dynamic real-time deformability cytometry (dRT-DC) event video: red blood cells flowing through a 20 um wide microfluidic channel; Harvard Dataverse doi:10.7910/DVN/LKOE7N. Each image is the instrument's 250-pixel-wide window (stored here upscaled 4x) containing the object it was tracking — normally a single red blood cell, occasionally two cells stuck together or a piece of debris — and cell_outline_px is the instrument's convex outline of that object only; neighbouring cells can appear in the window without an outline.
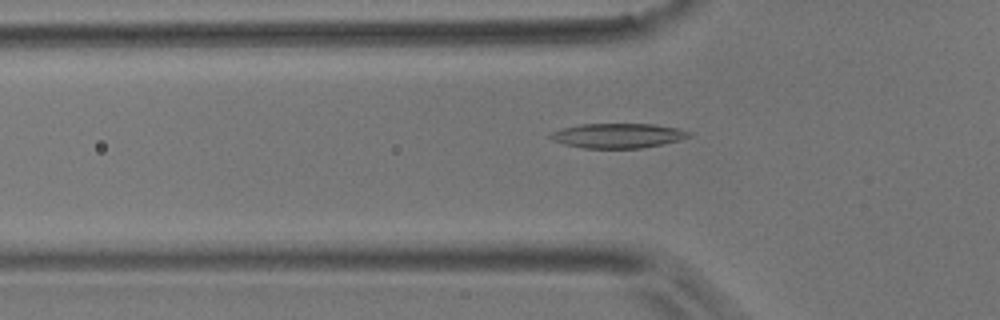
{"species": "common noctule bat (a hibernating species)", "species_latin": "Nyctalus noctula", "temperature_condition": "room temperature", "stored_images_in_passage": 54, "camera_frame_rate_fps": 3000, "um_per_image_px": 0.085, "animal": {"sex": "male", "body_mass_g": 17.9}, "frame": {"image": 1, "passage_image": 18, "time_ms": 5.667, "image_size_px": [1000, 320], "cell_outline_px": [[692, 136], [660, 144], [640, 148], [584, 148], [564, 144], [552, 140], [548, 136], [552, 132], [560, 128], [580, 124], [652, 124], [676, 128], [692, 132]], "centroid_in_image_um": [52.47, 11.52], "position_along_channel_um": 73.3, "area_um2": 19.77}}
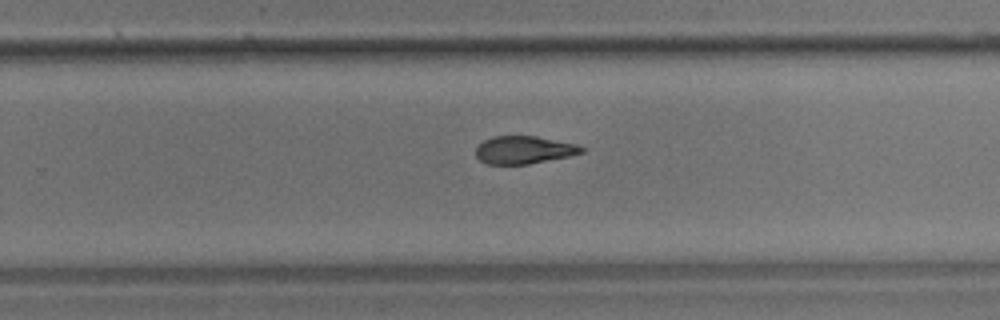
{"frame": {"image": 2, "passage_image": 35, "time_ms": 11.333, "image_size_px": [1000, 320], "cell_outline_px": [[584, 152], [568, 156], [528, 164], [484, 164], [476, 156], [476, 148], [484, 140], [492, 136], [536, 136], [576, 144], [584, 148]], "centroid_in_image_um": [44.51, 12.74], "position_along_channel_um": 285.3, "area_um2": 16.99}}
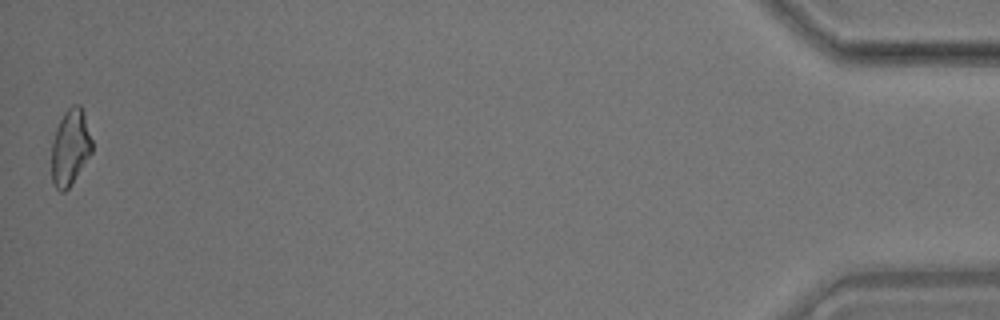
{"frame": {"image": 3, "passage_image": 54, "time_ms": 17.667, "image_size_px": [1000, 320], "cell_outline_px": [[92, 152], [68, 188], [64, 192], [60, 192], [52, 184], [52, 140], [56, 128], [64, 112], [72, 104], [80, 104], [84, 112], [92, 140]], "centroid_in_image_um": [5.96, 12.5], "position_along_channel_um": 429.2, "area_um2": 17.92}, "authors_computed_cell_mechanics": {"area_um2": 18.3226, "velocity_mm_per_s": 3.7321, "shape_relaxation_time_tau1_ms": 6.2017, "shape_relaxation_time_tau2_ms": 3.6934, "deformation_change_tau1": 0.1789, "deformation_change_tau2": 0.1056}}